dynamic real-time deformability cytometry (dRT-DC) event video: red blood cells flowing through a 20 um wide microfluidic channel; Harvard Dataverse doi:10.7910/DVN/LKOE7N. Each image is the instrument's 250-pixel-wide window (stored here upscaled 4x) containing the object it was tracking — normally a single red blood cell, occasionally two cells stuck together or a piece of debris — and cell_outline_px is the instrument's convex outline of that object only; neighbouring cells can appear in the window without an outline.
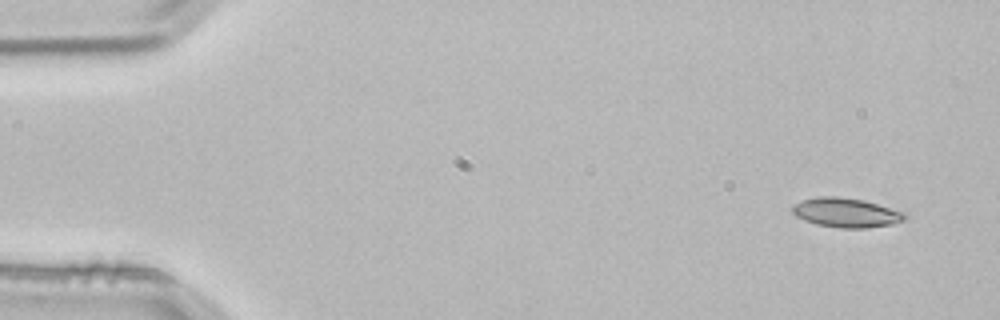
{"species": "common noctule bat (a hibernating species)", "species_latin": "Nyctalus noctula", "temperature_condition": "room temperature", "stored_images_in_passage": 3, "camera_frame_rate_fps": 3000, "um_per_image_px": 0.085, "animal": {"sex": "male", "body_mass_g": 21.5, "forearm_length_mm": 52.0}, "frame": {"image": 1, "passage_image": 1, "time_ms": 0.0, "image_size_px": [1000, 320], "cell_outline_px": [[908, 216], [904, 220], [892, 224], [864, 228], [840, 228], [816, 224], [804, 220], [796, 216], [792, 212], [792, 204], [800, 200], [820, 196], [836, 196], [864, 200], [904, 212]], "centroid_in_image_um": [71.89, 18.07], "position_along_channel_um": 13.1, "area_um2": 19.31}}
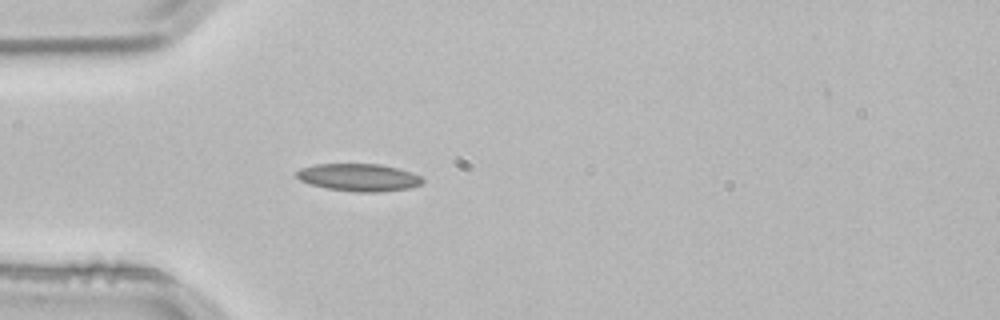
{"frame": {"image": 2, "passage_image": 3, "time_ms": 0.667, "image_size_px": [1000, 320], "cell_outline_px": [[424, 180], [420, 184], [408, 188], [380, 192], [356, 192], [328, 188], [312, 184], [300, 180], [296, 176], [296, 172], [300, 168], [316, 164], [380, 164], [396, 168], [420, 176]], "centroid_in_image_um": [30.47, 15.08], "position_along_channel_um": 54.5, "area_um2": 19.88}}